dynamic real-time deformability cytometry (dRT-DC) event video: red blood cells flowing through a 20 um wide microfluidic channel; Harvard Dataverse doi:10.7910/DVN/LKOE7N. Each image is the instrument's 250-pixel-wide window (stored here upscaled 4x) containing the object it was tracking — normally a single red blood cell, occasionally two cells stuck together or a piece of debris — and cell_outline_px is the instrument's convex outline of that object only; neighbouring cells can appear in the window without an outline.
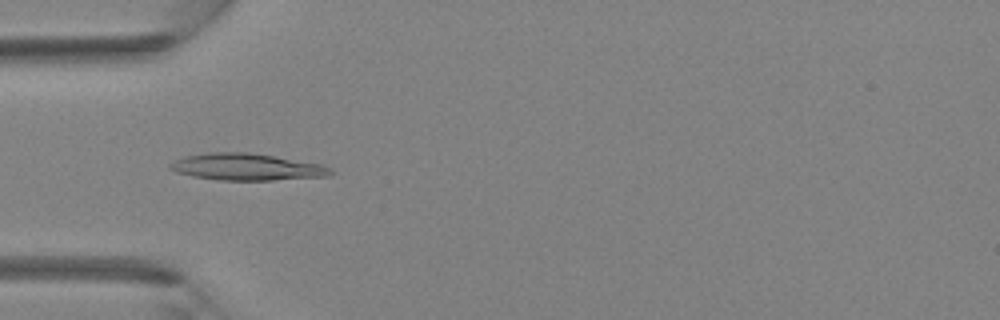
{"species": "Egyptian fruit bat (a non-hibernating species)", "species_latin": "Rousettus aegyptiacus", "temperature_condition": "room temperature", "stored_images_in_passage": 30, "camera_frame_rate_fps": 3000, "um_per_image_px": 0.085, "animal": {"sex": "female"}, "frame": {"image": 1, "passage_image": 7, "time_ms": 2.0, "image_size_px": [1000, 320], "cell_outline_px": [[332, 172], [328, 176], [272, 180], [220, 180], [192, 176], [176, 172], [168, 168], [168, 164], [172, 160], [184, 156], [208, 152], [248, 152], [324, 164], [332, 168]], "centroid_in_image_um": [20.94, 14.18], "position_along_channel_um": 64.1, "area_um2": 25.26}}
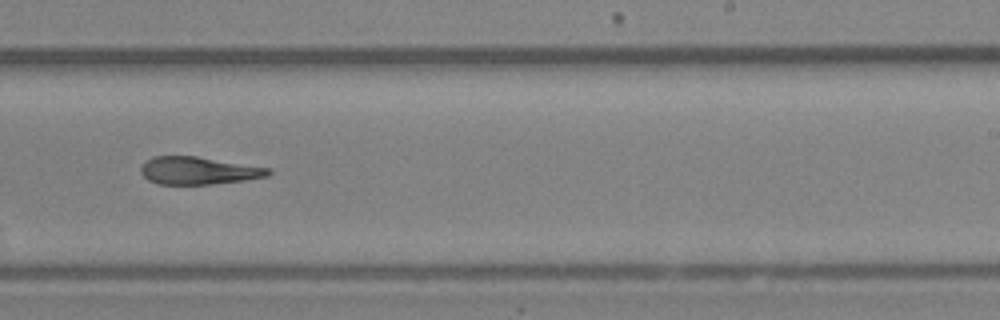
{"frame": {"image": 2, "passage_image": 20, "time_ms": 6.333, "image_size_px": [1000, 320], "cell_outline_px": [[272, 172], [268, 176], [244, 180], [208, 184], [156, 184], [148, 180], [140, 172], [140, 168], [152, 156], [196, 156], [272, 168]], "centroid_in_image_um": [16.88, 14.5], "position_along_channel_um": 272.1, "area_um2": 20.46}}
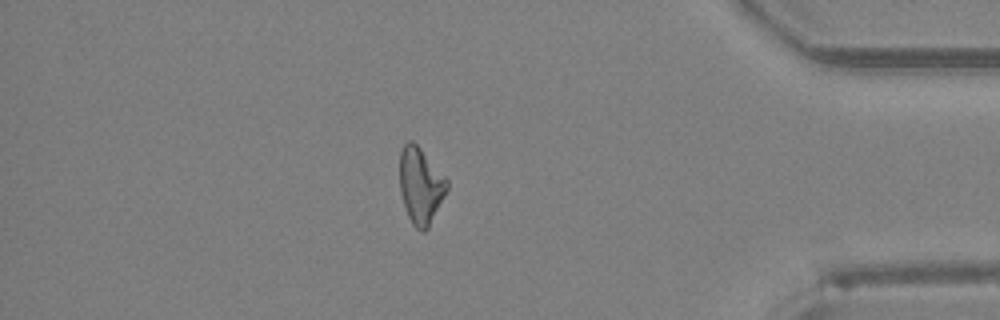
{"frame": {"image": 3, "passage_image": 30, "time_ms": 9.667, "image_size_px": [1000, 320], "cell_outline_px": [[448, 188], [428, 228], [424, 232], [416, 228], [412, 224], [408, 216], [400, 192], [400, 152], [404, 144], [408, 140], [412, 140], [420, 148], [448, 180]], "centroid_in_image_um": [35.74, 15.77], "position_along_channel_um": 399.5, "area_um2": 20.75}}